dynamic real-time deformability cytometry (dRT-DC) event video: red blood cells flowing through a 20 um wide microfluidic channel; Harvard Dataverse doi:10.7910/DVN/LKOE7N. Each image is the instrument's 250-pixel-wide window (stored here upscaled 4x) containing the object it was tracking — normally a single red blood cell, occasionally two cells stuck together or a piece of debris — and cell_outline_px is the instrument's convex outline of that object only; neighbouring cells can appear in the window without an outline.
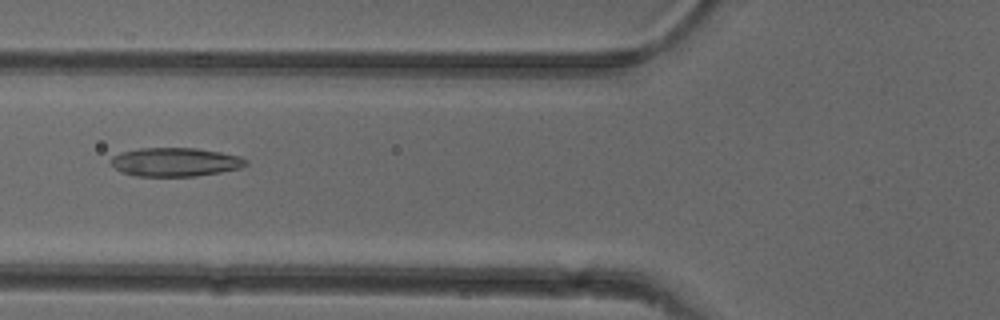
{"species": "common noctule bat (a hibernating species)", "species_latin": "Nyctalus noctula", "temperature_condition": "cold", "stored_images_in_passage": 3, "camera_frame_rate_fps": 3000, "um_per_image_px": 0.085, "animal": {"sex": "female"}, "frame": {"image": 1, "passage_image": 3, "time_ms": 2.333, "image_size_px": [1000, 320], "cell_outline_px": [[248, 164], [240, 168], [220, 172], [196, 176], [136, 176], [120, 172], [108, 160], [112, 156], [120, 152], [140, 148], [196, 148], [220, 152], [240, 156], [248, 160]], "centroid_in_image_um": [14.88, 13.77], "position_along_channel_um": 110.9, "area_um2": 22.72}}